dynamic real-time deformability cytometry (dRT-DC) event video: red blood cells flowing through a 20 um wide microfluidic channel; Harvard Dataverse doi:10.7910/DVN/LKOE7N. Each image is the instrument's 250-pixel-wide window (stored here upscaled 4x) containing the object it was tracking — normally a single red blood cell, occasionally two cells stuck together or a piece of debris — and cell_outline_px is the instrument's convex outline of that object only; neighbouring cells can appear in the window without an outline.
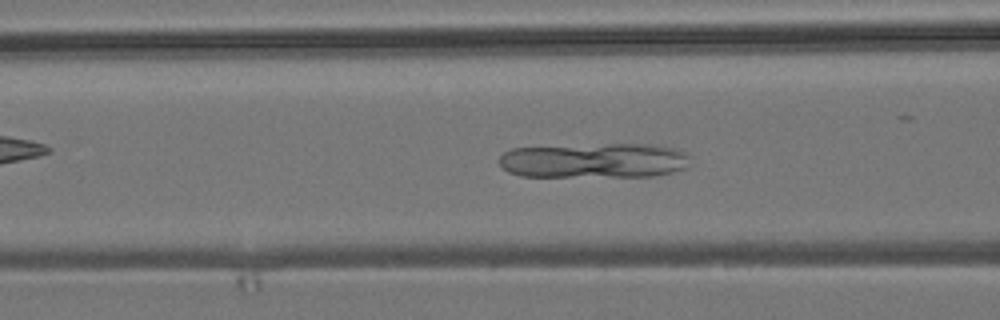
{"species": "common noctule bat (a hibernating species)", "species_latin": "Nyctalus noctula", "temperature_condition": "room temperature", "stored_images_in_passage": 52, "camera_frame_rate_fps": 3000, "um_per_image_px": 0.085, "animal": {"sex": "male", "body_mass_g": 19.2, "forearm_length_mm": 51.8}, "frame": {"image": 1, "passage_image": 20, "time_ms": 6.333, "image_size_px": [1000, 320], "cell_outline_px": [[688, 164], [684, 168], [672, 172], [652, 176], [520, 176], [508, 172], [500, 168], [500, 156], [504, 152], [512, 148], [608, 144], [652, 144], [676, 148], [684, 152], [688, 156]], "centroid_in_image_um": [50.49, 13.64], "position_along_channel_um": 116.1, "area_um2": 38.84}}
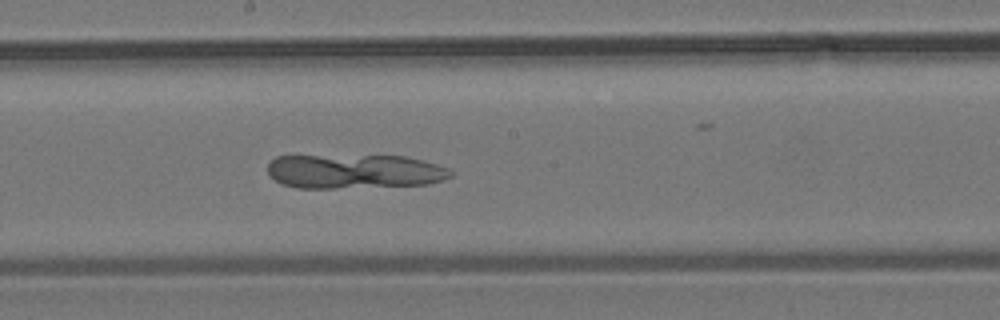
{"frame": {"image": 2, "passage_image": 28, "time_ms": 9.0, "image_size_px": [1000, 320], "cell_outline_px": [[452, 176], [444, 180], [428, 184], [336, 188], [296, 188], [280, 184], [268, 176], [268, 164], [276, 156], [404, 156], [424, 160], [448, 168], [452, 172]], "centroid_in_image_um": [30.1, 14.58], "position_along_channel_um": 218.1, "area_um2": 36.7}}
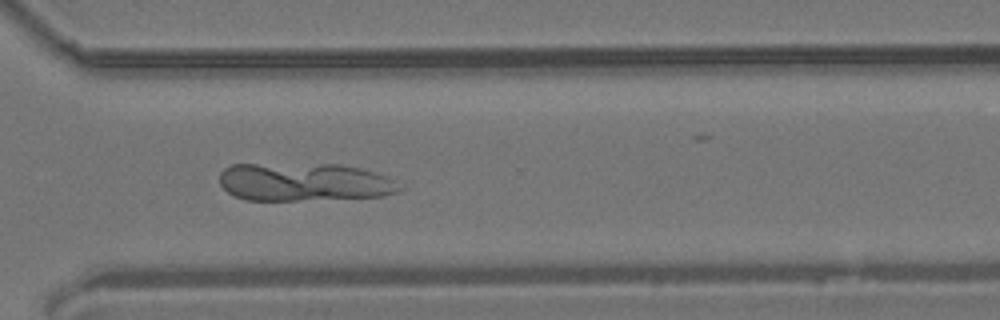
{"frame": {"image": 3, "passage_image": 38, "time_ms": 12.333, "image_size_px": [1000, 320], "cell_outline_px": [[404, 188], [396, 192], [384, 196], [296, 200], [244, 200], [228, 192], [220, 184], [220, 172], [224, 168], [232, 164], [340, 164], [360, 168], [376, 172], [392, 180]], "centroid_in_image_um": [25.83, 15.47], "position_along_channel_um": 344.8, "area_um2": 39.94}}